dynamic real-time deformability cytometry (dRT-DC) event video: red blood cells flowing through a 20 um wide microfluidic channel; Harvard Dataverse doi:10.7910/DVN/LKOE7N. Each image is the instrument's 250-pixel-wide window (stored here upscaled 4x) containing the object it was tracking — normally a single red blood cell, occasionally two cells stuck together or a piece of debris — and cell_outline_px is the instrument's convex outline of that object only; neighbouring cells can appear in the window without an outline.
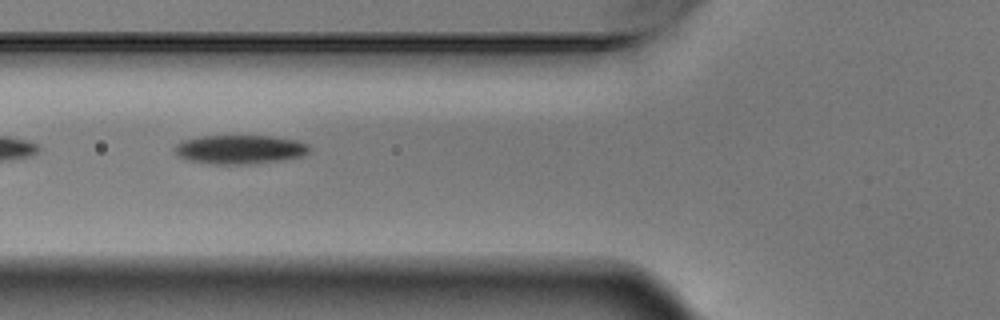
{"species": "Egyptian fruit bat (a non-hibernating species)", "species_latin": "Rousettus aegyptiacus", "temperature_condition": "warm", "stored_images_in_passage": 7, "camera_frame_rate_fps": 3000, "um_per_image_px": 0.085, "animal": {"sex": "male"}, "frame": {"image": 1, "passage_image": 4, "time_ms": 1.0, "image_size_px": [1000, 320], "cell_outline_px": [[308, 152], [300, 156], [276, 160], [240, 164], [216, 164], [192, 160], [176, 156], [172, 148], [176, 144], [184, 140], [204, 136], [272, 136], [296, 140], [308, 144]], "centroid_in_image_um": [20.33, 12.68], "position_along_channel_um": 105.5, "area_um2": 22.2}}
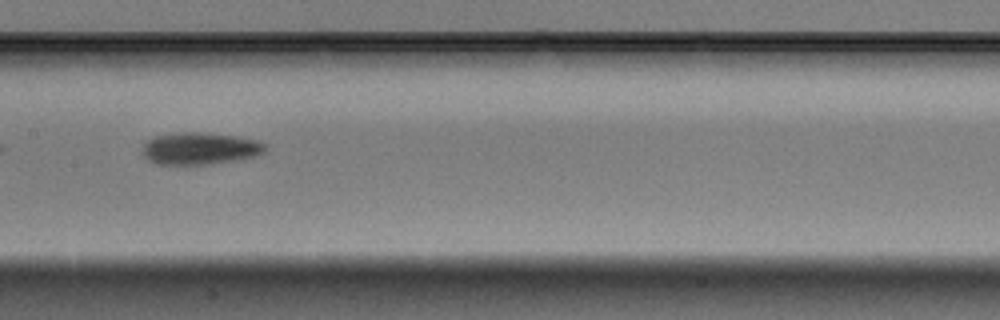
{"frame": {"image": 2, "passage_image": 6, "time_ms": 1.667, "image_size_px": [1000, 320], "cell_outline_px": [[264, 152], [252, 156], [236, 160], [208, 164], [156, 164], [148, 160], [140, 152], [144, 144], [148, 140], [156, 136], [184, 132], [196, 132], [236, 136], [256, 140], [264, 144]], "centroid_in_image_um": [16.93, 12.62], "position_along_channel_um": 190.5, "area_um2": 22.6}}
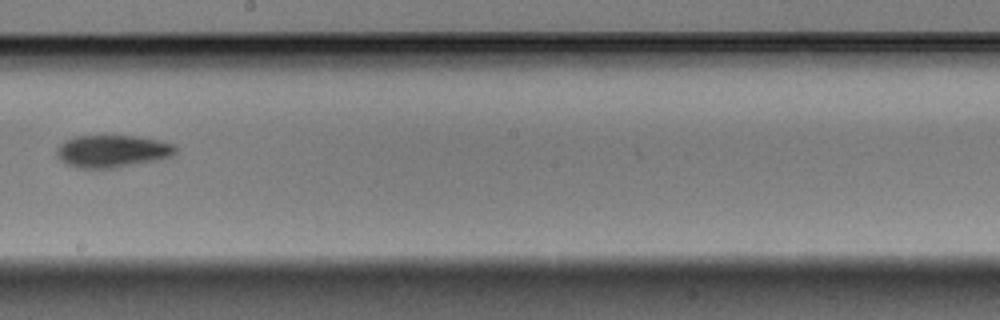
{"frame": {"image": 3, "passage_image": 7, "time_ms": 2.0, "image_size_px": [1000, 320], "cell_outline_px": [[176, 152], [172, 156], [156, 160], [116, 168], [76, 168], [60, 160], [56, 156], [56, 152], [60, 144], [76, 136], [132, 136], [160, 140], [172, 144], [176, 148]], "centroid_in_image_um": [9.54, 12.86], "position_along_channel_um": 238.7, "area_um2": 22.25}}